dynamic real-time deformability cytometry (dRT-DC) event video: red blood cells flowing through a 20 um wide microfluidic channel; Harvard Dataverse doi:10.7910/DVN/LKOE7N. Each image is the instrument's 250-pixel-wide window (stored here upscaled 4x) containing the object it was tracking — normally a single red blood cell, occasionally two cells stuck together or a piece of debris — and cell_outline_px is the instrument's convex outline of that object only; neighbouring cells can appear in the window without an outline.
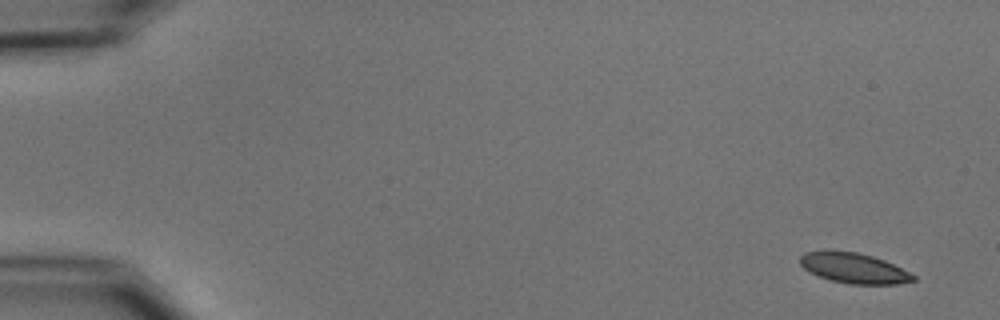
{"species": "common noctule bat (a hibernating species)", "species_latin": "Nyctalus noctula", "temperature_condition": "cold", "stored_images_in_passage": 5, "camera_frame_rate_fps": 3000, "um_per_image_px": 0.085, "animal": {"sex": "male", "body_mass_g": 15.6}, "frame": {"image": 1, "passage_image": 1, "time_ms": 0.0, "image_size_px": [1000, 320], "cell_outline_px": [[916, 280], [896, 284], [848, 284], [832, 280], [808, 272], [800, 264], [800, 256], [804, 252], [828, 248], [856, 252], [872, 256], [884, 260], [916, 276]], "centroid_in_image_um": [72.51, 22.75], "position_along_channel_um": 12.5, "area_um2": 20.23}}
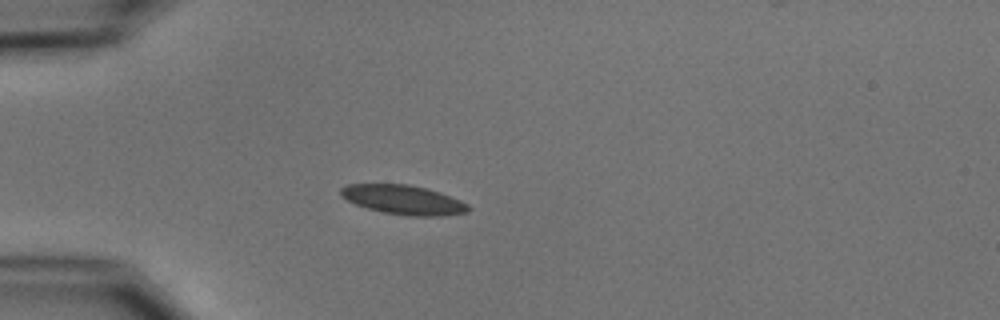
{"frame": {"image": 2, "passage_image": 4, "time_ms": 4.333, "image_size_px": [1000, 320], "cell_outline_px": [[472, 208], [468, 212], [440, 216], [408, 216], [384, 212], [368, 208], [356, 204], [340, 196], [340, 188], [348, 184], [408, 184], [440, 192], [460, 200], [468, 204]], "centroid_in_image_um": [34.3, 16.98], "position_along_channel_um": 50.7, "area_um2": 21.73}}